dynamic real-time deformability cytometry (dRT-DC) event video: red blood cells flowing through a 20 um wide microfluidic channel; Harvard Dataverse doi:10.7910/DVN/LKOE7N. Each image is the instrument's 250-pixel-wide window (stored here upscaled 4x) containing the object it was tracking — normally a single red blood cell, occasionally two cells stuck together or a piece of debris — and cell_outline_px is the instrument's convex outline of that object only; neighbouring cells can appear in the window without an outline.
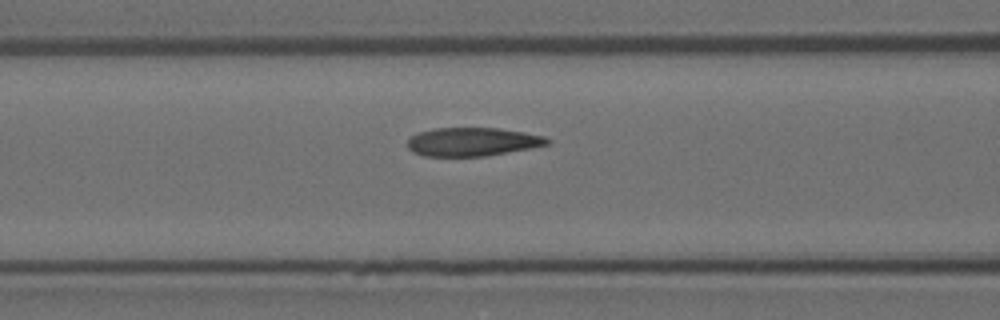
{"species": "Egyptian fruit bat (a non-hibernating species)", "species_latin": "Rousettus aegyptiacus", "temperature_condition": "room temperature", "stored_images_in_passage": 4, "camera_frame_rate_fps": 3000, "um_per_image_px": 0.085, "animal": {"sex": "female"}, "frame": {"image": 1, "passage_image": 4, "time_ms": 1.0, "image_size_px": [1000, 320], "cell_outline_px": [[552, 140], [548, 144], [532, 148], [484, 156], [424, 156], [412, 152], [408, 148], [408, 140], [412, 136], [420, 132], [436, 128], [500, 128], [524, 132], [544, 136]], "centroid_in_image_um": [40.18, 12.05], "position_along_channel_um": 126.4, "area_um2": 23.18}}